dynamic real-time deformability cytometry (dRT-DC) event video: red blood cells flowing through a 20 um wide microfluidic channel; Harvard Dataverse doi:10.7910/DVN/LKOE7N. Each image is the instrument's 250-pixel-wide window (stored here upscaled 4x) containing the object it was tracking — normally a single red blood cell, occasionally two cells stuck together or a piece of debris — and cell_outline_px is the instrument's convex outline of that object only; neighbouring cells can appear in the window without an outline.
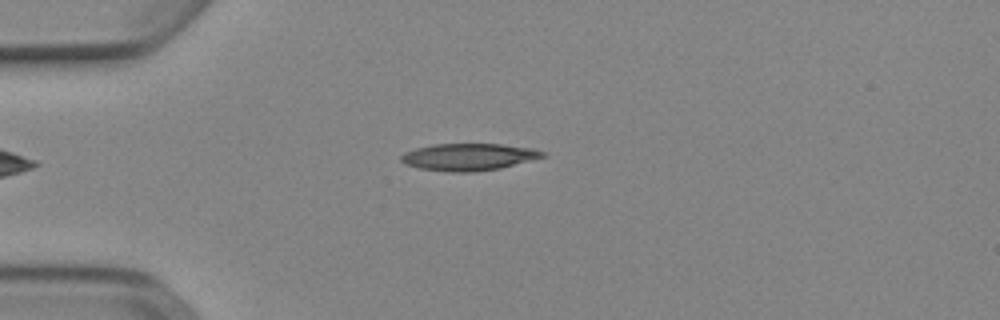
{"species": "Egyptian fruit bat (a non-hibernating species)", "species_latin": "Rousettus aegyptiacus", "temperature_condition": "cold", "stored_images_in_passage": 48, "camera_frame_rate_fps": 3000, "um_per_image_px": 0.085, "animal": {"sex": "female"}, "frame": {"image": 1, "passage_image": 10, "time_ms": 3.0, "image_size_px": [1000, 320], "cell_outline_px": [[548, 156], [500, 168], [472, 172], [448, 172], [420, 168], [404, 164], [400, 160], [400, 156], [404, 152], [416, 148], [432, 144], [500, 144], [532, 148], [548, 152]], "centroid_in_image_um": [39.85, 13.34], "position_along_channel_um": 45.1, "area_um2": 22.48}}
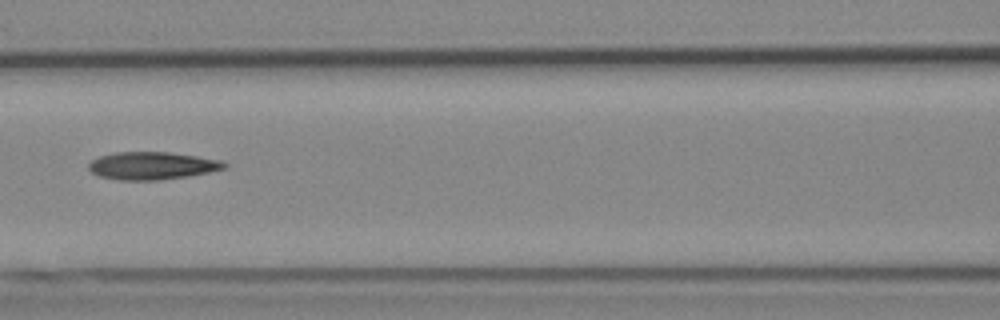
{"frame": {"image": 2, "passage_image": 20, "time_ms": 6.333, "image_size_px": [1000, 320], "cell_outline_px": [[228, 168], [188, 176], [160, 180], [116, 180], [100, 176], [92, 172], [88, 168], [88, 164], [92, 160], [100, 156], [116, 152], [168, 152], [196, 156], [220, 160], [228, 164]], "centroid_in_image_um": [12.93, 14.09], "position_along_channel_um": 153.7, "area_um2": 21.85}}
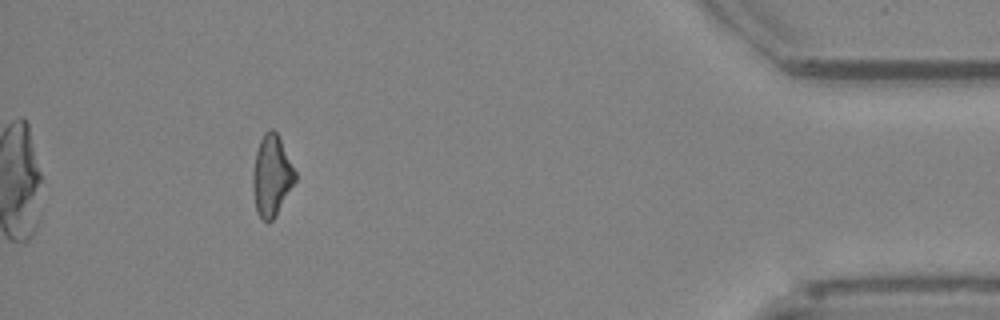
{"frame": {"image": 3, "passage_image": 44, "time_ms": 14.333, "image_size_px": [1000, 320], "cell_outline_px": [[296, 180], [276, 216], [272, 220], [264, 220], [256, 212], [252, 192], [252, 172], [256, 152], [260, 140], [264, 132], [268, 128], [272, 128], [276, 132], [296, 172]], "centroid_in_image_um": [23.07, 14.94], "position_along_channel_um": 412.1, "area_um2": 19.94}, "authors_computed_cell_mechanics": {"area_um2": 21.1259, "velocity_mm_per_s": 3.9164, "shape_relaxation_time_tau1_ms": null, "shape_relaxation_time_tau2_ms": 4.3593, "deformation_change_tau1": null, "deformation_change_tau2": 0.1599}}